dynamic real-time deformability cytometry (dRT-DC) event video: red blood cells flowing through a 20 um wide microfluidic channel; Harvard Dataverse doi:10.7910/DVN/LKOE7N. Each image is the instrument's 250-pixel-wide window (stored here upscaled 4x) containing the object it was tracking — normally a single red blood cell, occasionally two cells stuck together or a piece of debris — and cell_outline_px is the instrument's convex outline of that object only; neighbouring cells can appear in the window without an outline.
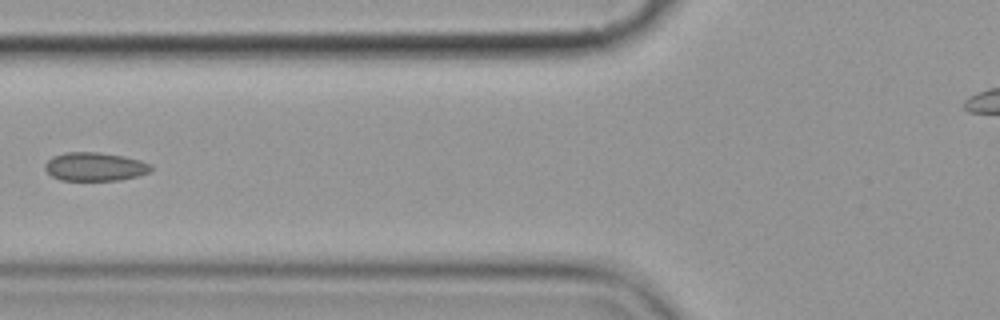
{"species": "common noctule bat (a hibernating species)", "species_latin": "Nyctalus noctula", "temperature_condition": "cold", "stored_images_in_passage": 8, "camera_frame_rate_fps": 3000, "um_per_image_px": 0.085, "animal": {"sex": "female", "body_mass_g": 19.9}, "frame": {"image": 1, "passage_image": 5, "time_ms": 4.667, "image_size_px": [1000, 320], "cell_outline_px": [[152, 168], [148, 172], [136, 176], [120, 180], [60, 180], [52, 176], [44, 168], [44, 164], [52, 156], [64, 152], [96, 152], [124, 156], [140, 160], [152, 164]], "centroid_in_image_um": [8.04, 14.16], "position_along_channel_um": 117.8, "area_um2": 17.63}}
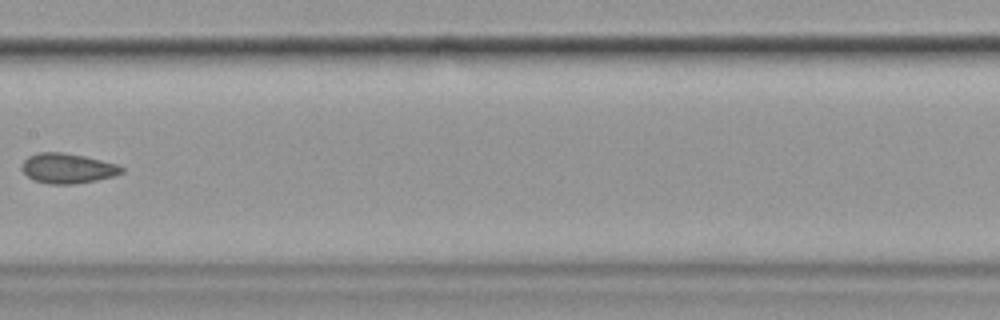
{"frame": {"image": 2, "passage_image": 7, "time_ms": 7.0, "image_size_px": [1000, 320], "cell_outline_px": [[124, 172], [112, 176], [96, 180], [76, 184], [48, 184], [32, 180], [20, 168], [24, 160], [28, 156], [40, 152], [60, 152], [84, 156], [116, 164], [124, 168]], "centroid_in_image_um": [5.71, 14.31], "position_along_channel_um": 201.7, "area_um2": 17.4}}
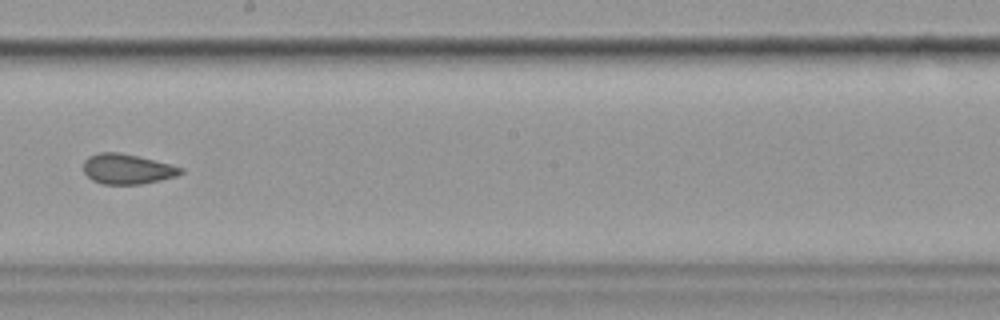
{"frame": {"image": 3, "passage_image": 8, "time_ms": 8.0, "image_size_px": [1000, 320], "cell_outline_px": [[184, 172], [176, 176], [160, 180], [140, 184], [100, 184], [92, 180], [84, 172], [84, 160], [88, 156], [100, 152], [120, 152], [184, 168]], "centroid_in_image_um": [10.78, 14.37], "position_along_channel_um": 237.4, "area_um2": 16.94}}